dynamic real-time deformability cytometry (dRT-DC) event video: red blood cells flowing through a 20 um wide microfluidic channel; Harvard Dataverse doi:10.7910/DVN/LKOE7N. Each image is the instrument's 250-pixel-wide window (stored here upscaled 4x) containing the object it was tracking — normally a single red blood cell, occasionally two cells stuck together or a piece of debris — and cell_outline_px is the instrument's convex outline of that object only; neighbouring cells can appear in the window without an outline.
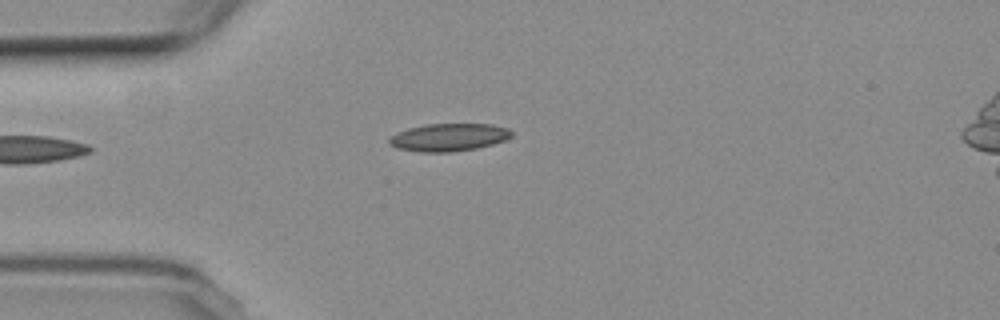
{"species": "common noctule bat (a hibernating species)", "species_latin": "Nyctalus noctula", "temperature_condition": "room temperature", "stored_images_in_passage": 2, "camera_frame_rate_fps": 3000, "um_per_image_px": 0.085, "animal": {"sex": "female", "body_mass_g": 19.3, "forearm_length_mm": 54.1}, "frame": {"image": 1, "passage_image": 2, "time_ms": 1.0, "image_size_px": [1000, 320], "cell_outline_px": [[512, 136], [504, 140], [492, 144], [476, 148], [452, 152], [420, 152], [396, 148], [388, 144], [388, 140], [396, 132], [408, 128], [424, 124], [492, 124], [508, 128], [512, 132]], "centroid_in_image_um": [38.11, 11.67], "position_along_channel_um": 46.9, "area_um2": 19.83}}